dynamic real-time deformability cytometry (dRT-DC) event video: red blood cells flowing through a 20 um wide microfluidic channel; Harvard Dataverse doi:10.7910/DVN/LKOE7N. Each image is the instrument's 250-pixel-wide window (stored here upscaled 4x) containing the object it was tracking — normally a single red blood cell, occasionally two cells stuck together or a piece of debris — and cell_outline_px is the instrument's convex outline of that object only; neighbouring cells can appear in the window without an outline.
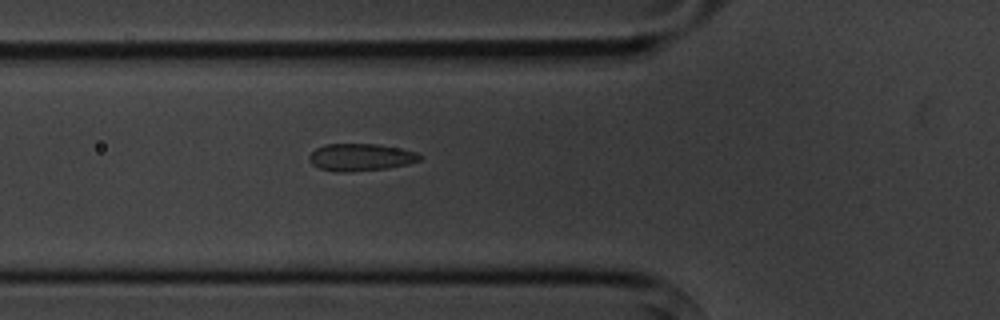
{"species": "common noctule bat (a hibernating species)", "species_latin": "Nyctalus noctula", "temperature_condition": "cold", "stored_images_in_passage": 6, "camera_frame_rate_fps": 3000, "um_per_image_px": 0.085, "animal": {"sex": "male", "body_mass_g": 20.1, "forearm_length_mm": 53.5}, "frame": {"image": 1, "passage_image": 6, "time_ms": 5.667, "image_size_px": [1000, 320], "cell_outline_px": [[424, 156], [420, 160], [408, 164], [388, 168], [348, 172], [336, 172], [320, 168], [312, 164], [308, 160], [308, 156], [316, 148], [324, 144], [376, 144], [416, 152]], "centroid_in_image_um": [30.63, 13.37], "position_along_channel_um": 95.2, "area_um2": 17.57}}